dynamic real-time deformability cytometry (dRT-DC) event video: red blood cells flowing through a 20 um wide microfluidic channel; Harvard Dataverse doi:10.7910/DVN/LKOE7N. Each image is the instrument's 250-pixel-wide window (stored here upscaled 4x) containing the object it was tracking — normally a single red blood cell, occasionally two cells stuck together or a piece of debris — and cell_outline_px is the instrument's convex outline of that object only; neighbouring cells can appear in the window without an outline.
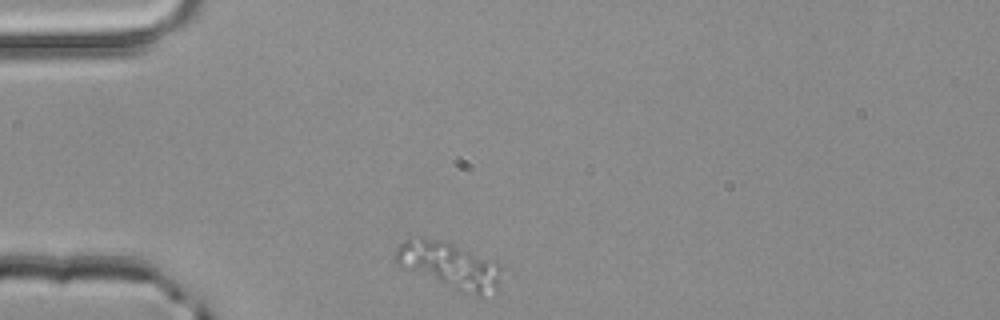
{"species": "common noctule bat (a hibernating species)", "species_latin": "Nyctalus noctula", "temperature_condition": "room temperature", "stored_images_in_passage": 33, "camera_frame_rate_fps": 3000, "um_per_image_px": 0.085, "animal": {"sex": "male", "body_mass_g": 20.4}, "frame": {"image": 1, "passage_image": 1, "time_ms": 0.0, "image_size_px": [1000, 320], "cell_outline_px": [[504, 268], [500, 292], [480, 296], [476, 296], [460, 292], [400, 268], [392, 260], [392, 256], [396, 248], [408, 236], [420, 236], [452, 244], [492, 260], [500, 264]], "centroid_in_image_um": [38.2, 22.59], "position_along_channel_um": 46.8, "area_um2": 29.88}}
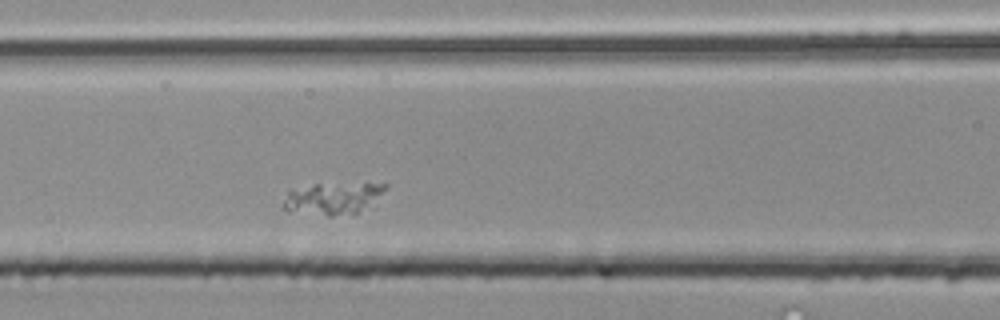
{"frame": {"image": 2, "passage_image": 10, "time_ms": 3.0, "image_size_px": [1000, 320], "cell_outline_px": [[388, 188], [356, 212], [332, 216], [328, 216], [288, 212], [284, 208], [284, 200], [288, 192], [316, 184], [388, 184]], "centroid_in_image_um": [28.21, 16.88], "position_along_channel_um": 138.4, "area_um2": 18.09}}
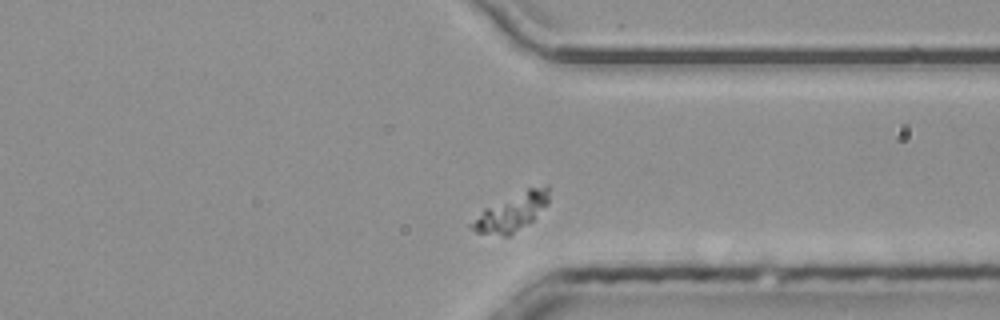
{"frame": {"image": 3, "passage_image": 28, "time_ms": 9.0, "image_size_px": [1000, 320], "cell_outline_px": [[548, 204], [532, 220], [508, 236], [504, 236], [476, 232], [468, 228], [468, 224], [484, 208], [528, 188], [548, 184]], "centroid_in_image_um": [43.45, 18.04], "position_along_channel_um": 367.9, "area_um2": 16.7}}